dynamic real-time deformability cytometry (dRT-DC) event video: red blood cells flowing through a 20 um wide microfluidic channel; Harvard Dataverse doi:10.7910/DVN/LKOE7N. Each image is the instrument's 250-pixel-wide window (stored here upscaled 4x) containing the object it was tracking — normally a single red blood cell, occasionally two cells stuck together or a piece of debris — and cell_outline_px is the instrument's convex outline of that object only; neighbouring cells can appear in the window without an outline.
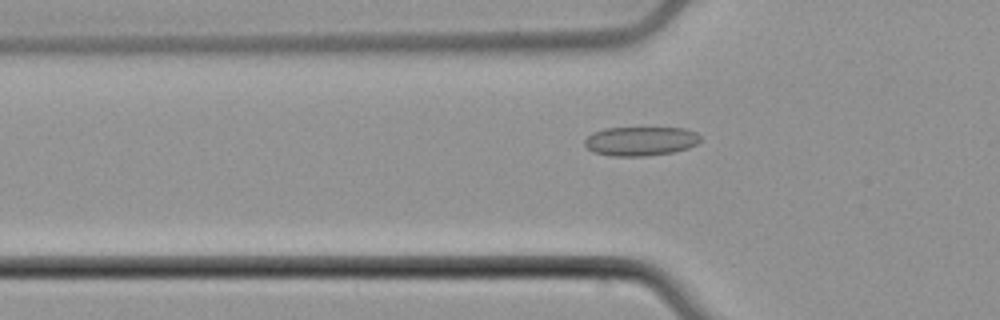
{"species": "common noctule bat (a hibernating species)", "species_latin": "Nyctalus noctula", "temperature_condition": "cold", "stored_images_in_passage": 38, "camera_frame_rate_fps": 3000, "um_per_image_px": 0.085, "animal": {"sex": "male", "body_mass_g": 21.5, "forearm_length_mm": 52.0}, "frame": {"image": 1, "passage_image": 5, "time_ms": 1.333, "image_size_px": [1000, 320], "cell_outline_px": [[700, 140], [696, 144], [688, 148], [672, 152], [644, 156], [612, 156], [592, 152], [584, 144], [584, 140], [592, 132], [604, 128], [684, 128], [696, 132], [700, 136]], "centroid_in_image_um": [54.42, 11.99], "position_along_channel_um": 71.4, "area_um2": 19.65}}
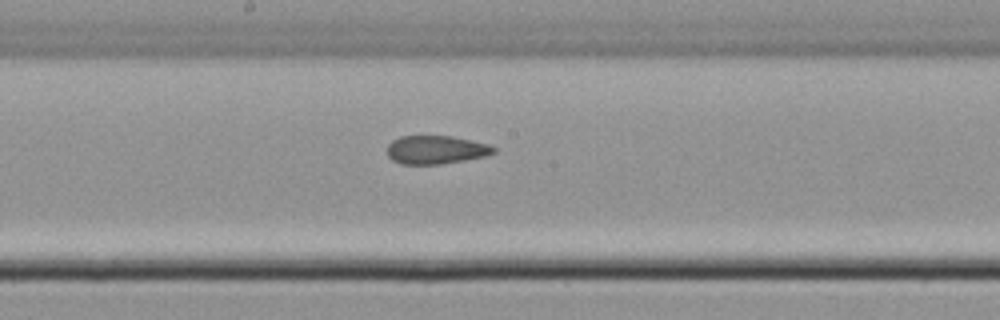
{"frame": {"image": 2, "passage_image": 15, "time_ms": 4.667, "image_size_px": [1000, 320], "cell_outline_px": [[496, 152], [484, 156], [464, 160], [440, 164], [400, 164], [392, 160], [388, 156], [388, 144], [392, 140], [400, 136], [452, 136], [488, 144], [496, 148]], "centroid_in_image_um": [37.03, 12.73], "position_along_channel_um": 211.2, "area_um2": 17.57}}
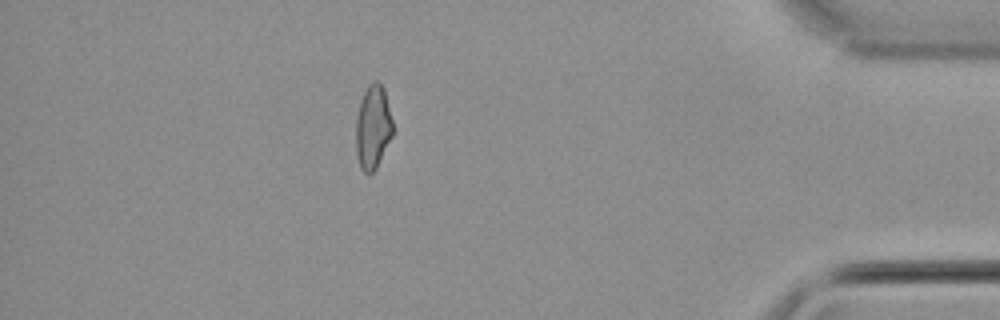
{"frame": {"image": 3, "passage_image": 32, "time_ms": 10.333, "image_size_px": [1000, 320], "cell_outline_px": [[392, 136], [376, 168], [372, 172], [364, 172], [360, 168], [356, 152], [356, 116], [360, 100], [368, 84], [372, 80], [376, 80], [384, 88], [392, 120]], "centroid_in_image_um": [31.68, 10.77], "position_along_channel_um": 403.5, "area_um2": 17.98}}